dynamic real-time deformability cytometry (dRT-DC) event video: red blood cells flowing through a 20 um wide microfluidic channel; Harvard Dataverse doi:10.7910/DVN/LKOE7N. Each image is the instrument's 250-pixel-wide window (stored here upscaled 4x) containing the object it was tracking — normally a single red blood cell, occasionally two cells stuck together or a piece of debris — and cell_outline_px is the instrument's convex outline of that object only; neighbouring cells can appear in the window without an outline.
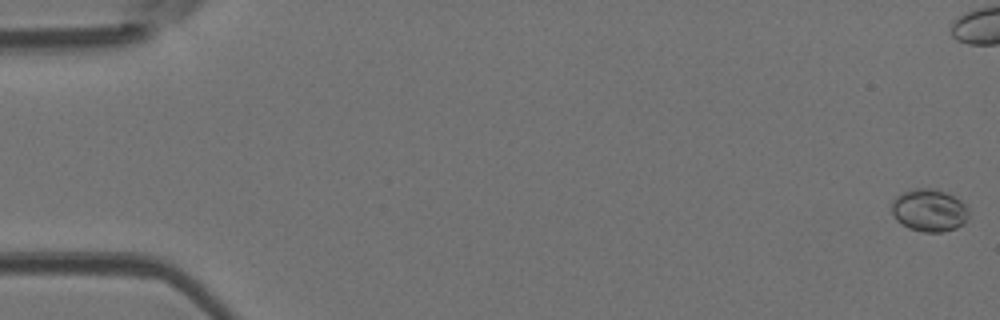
{"species": "Egyptian fruit bat (a non-hibernating species)", "species_latin": "Rousettus aegyptiacus", "temperature_condition": "room temperature", "stored_images_in_passage": 54, "camera_frame_rate_fps": 3000, "um_per_image_px": 0.085, "animal": {"sex": "female"}, "frame": {"image": 1, "passage_image": 1, "time_ms": 0.0, "image_size_px": [1000, 320], "cell_outline_px": [[968, 216], [964, 224], [956, 228], [940, 232], [924, 232], [908, 228], [896, 220], [892, 212], [892, 200], [896, 196], [904, 192], [916, 188], [932, 188], [944, 192], [968, 204]], "centroid_in_image_um": [78.99, 17.88], "position_along_channel_um": 6.0, "area_um2": 19.13}}
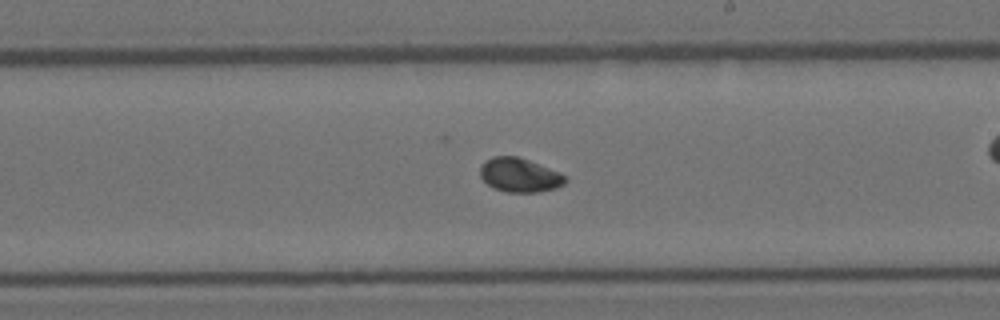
{"frame": {"image": 2, "passage_image": 31, "time_ms": 10.0, "image_size_px": [1000, 320], "cell_outline_px": [[568, 180], [564, 184], [556, 188], [536, 192], [504, 192], [492, 188], [480, 176], [480, 164], [484, 160], [492, 156], [516, 156], [528, 160], [560, 172], [568, 176]], "centroid_in_image_um": [44.16, 14.88], "position_along_channel_um": 244.8, "area_um2": 17.11}}
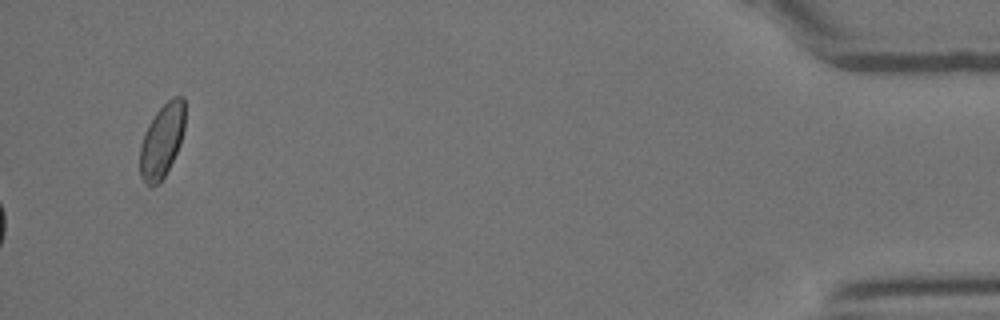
{"frame": {"image": 3, "passage_image": 54, "time_ms": 17.667, "image_size_px": [1000, 320], "cell_outline_px": [[184, 128], [180, 144], [164, 176], [152, 188], [140, 176], [140, 144], [144, 132], [148, 124], [156, 112], [172, 96], [184, 96]], "centroid_in_image_um": [13.75, 11.93], "position_along_channel_um": 421.4, "area_um2": 19.13}, "authors_computed_cell_mechanics": {"area_um2": 16.9065, "velocity_mm_per_s": 3.9255, "shape_relaxation_time_tau1_ms": null, "shape_relaxation_time_tau2_ms": 10.399, "deformation_change_tau1": null, "deformation_change_tau2": 0.0931}}